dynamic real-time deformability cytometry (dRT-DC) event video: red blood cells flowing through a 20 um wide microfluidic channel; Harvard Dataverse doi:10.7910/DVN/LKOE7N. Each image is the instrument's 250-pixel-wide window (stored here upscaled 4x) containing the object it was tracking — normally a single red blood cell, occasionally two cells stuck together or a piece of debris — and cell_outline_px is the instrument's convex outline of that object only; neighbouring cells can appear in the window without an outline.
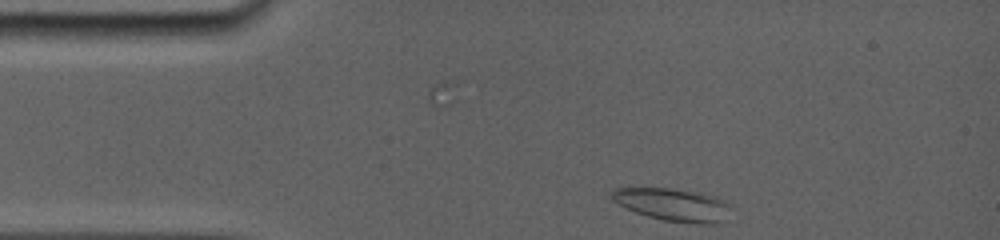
{"species": "common noctule bat (a hibernating species)", "species_latin": "Nyctalus noctula", "temperature_condition": "room temperature", "stored_images_in_passage": 2, "camera_frame_rate_fps": 5000, "um_per_image_px": 0.085, "animal": {"sex": "female", "body_mass_g": 19.0, "forearm_length_mm": 56.7}, "frame": {"image": 1, "passage_image": 2, "time_ms": 0.2, "image_size_px": [1000, 240], "cell_outline_px": [[732, 204], [716, 224], [700, 224], [664, 220], [648, 216], [636, 212], [612, 200], [612, 192], [616, 188], [672, 188], [700, 192], [724, 200]], "centroid_in_image_um": [57.19, 17.38], "position_along_channel_um": 27.8, "area_um2": 22.2}}